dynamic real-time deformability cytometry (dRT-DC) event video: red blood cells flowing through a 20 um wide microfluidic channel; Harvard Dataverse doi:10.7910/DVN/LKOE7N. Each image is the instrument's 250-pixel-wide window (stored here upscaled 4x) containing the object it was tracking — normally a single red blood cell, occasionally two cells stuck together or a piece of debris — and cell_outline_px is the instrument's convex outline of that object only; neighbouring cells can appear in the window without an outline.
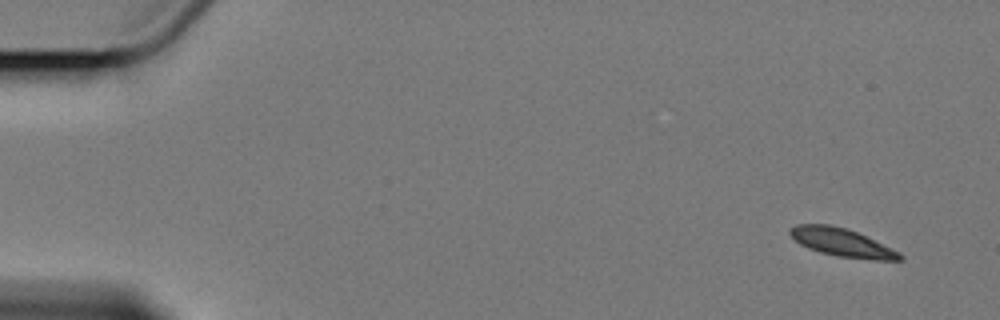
{"species": "Egyptian fruit bat (a non-hibernating species)", "species_latin": "Rousettus aegyptiacus", "temperature_condition": "cold", "stored_images_in_passage": 5, "camera_frame_rate_fps": 3000, "um_per_image_px": 0.085, "animal": {"sex": "female"}, "frame": {"image": 1, "passage_image": 1, "time_ms": 0.0, "image_size_px": [1000, 320], "cell_outline_px": [[904, 260], [872, 260], [836, 256], [820, 252], [808, 248], [800, 244], [788, 232], [788, 228], [796, 224], [828, 224], [844, 228], [856, 232], [900, 252], [904, 256]], "centroid_in_image_um": [71.56, 20.62], "position_along_channel_um": 13.4, "area_um2": 17.92}}
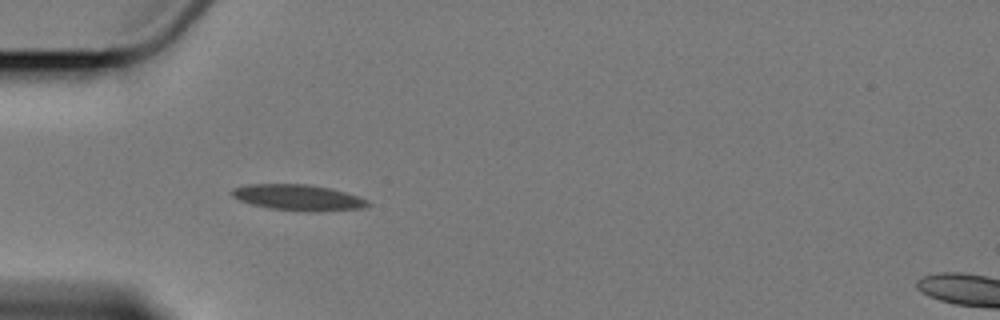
{"frame": {"image": 2, "passage_image": 5, "time_ms": 4.667, "image_size_px": [1000, 320], "cell_outline_px": [[368, 204], [364, 208], [316, 212], [308, 212], [268, 208], [252, 204], [240, 200], [232, 196], [228, 192], [232, 188], [252, 184], [308, 184], [328, 188], [344, 192], [368, 200]], "centroid_in_image_um": [25.3, 16.79], "position_along_channel_um": 59.7, "area_um2": 20.46}}